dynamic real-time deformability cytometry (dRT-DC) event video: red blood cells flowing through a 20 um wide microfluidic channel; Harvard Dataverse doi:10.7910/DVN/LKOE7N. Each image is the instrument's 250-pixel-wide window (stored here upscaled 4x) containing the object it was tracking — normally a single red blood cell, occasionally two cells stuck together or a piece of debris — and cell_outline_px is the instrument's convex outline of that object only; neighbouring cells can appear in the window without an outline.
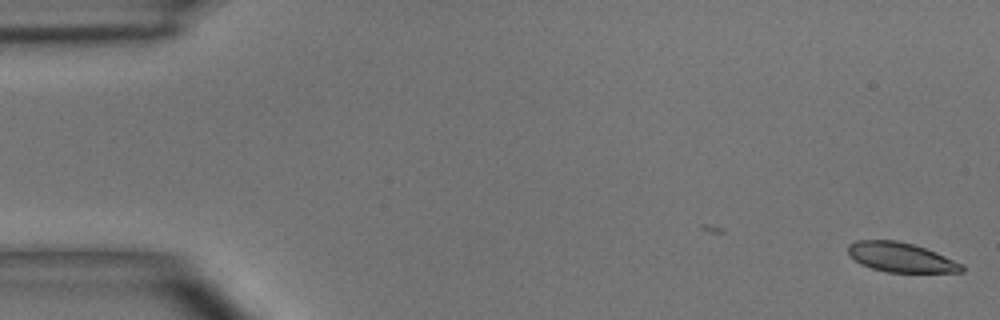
{"species": "common noctule bat (a hibernating species)", "species_latin": "Nyctalus noctula", "temperature_condition": "room temperature", "stored_images_in_passage": 2, "camera_frame_rate_fps": 3000, "um_per_image_px": 0.085, "animal": {"sex": "male", "body_mass_g": 15.6}, "frame": {"image": 1, "passage_image": 2, "time_ms": 1.0, "image_size_px": [1000, 320], "cell_outline_px": [[964, 272], [888, 272], [872, 268], [860, 264], [848, 252], [848, 244], [856, 240], [896, 240], [912, 244], [936, 252], [964, 264]], "centroid_in_image_um": [76.59, 21.87], "position_along_channel_um": 8.4, "area_um2": 19.48}}